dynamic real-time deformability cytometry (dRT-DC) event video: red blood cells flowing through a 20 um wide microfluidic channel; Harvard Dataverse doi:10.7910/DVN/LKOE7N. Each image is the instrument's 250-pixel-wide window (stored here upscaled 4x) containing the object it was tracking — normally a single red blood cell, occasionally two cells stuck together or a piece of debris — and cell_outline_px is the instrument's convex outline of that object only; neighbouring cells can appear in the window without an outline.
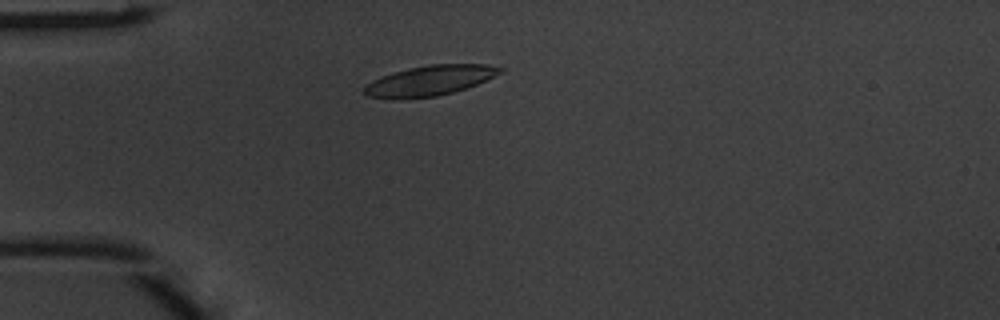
{"species": "common noctule bat (a hibernating species)", "species_latin": "Nyctalus noctula", "temperature_condition": "warm", "stored_images_in_passage": 3, "camera_frame_rate_fps": 3000, "um_per_image_px": 0.085, "animal": {"sex": "male", "body_mass_g": 20.1, "forearm_length_mm": 53.5}, "frame": {"image": 1, "passage_image": 2, "time_ms": 0.333, "image_size_px": [1000, 320], "cell_outline_px": [[504, 72], [476, 84], [452, 92], [436, 96], [392, 100], [368, 96], [360, 92], [364, 84], [380, 76], [392, 72], [408, 68], [428, 64], [484, 64], [504, 68]], "centroid_in_image_um": [36.43, 6.85], "position_along_channel_um": 48.6, "area_um2": 24.22}}